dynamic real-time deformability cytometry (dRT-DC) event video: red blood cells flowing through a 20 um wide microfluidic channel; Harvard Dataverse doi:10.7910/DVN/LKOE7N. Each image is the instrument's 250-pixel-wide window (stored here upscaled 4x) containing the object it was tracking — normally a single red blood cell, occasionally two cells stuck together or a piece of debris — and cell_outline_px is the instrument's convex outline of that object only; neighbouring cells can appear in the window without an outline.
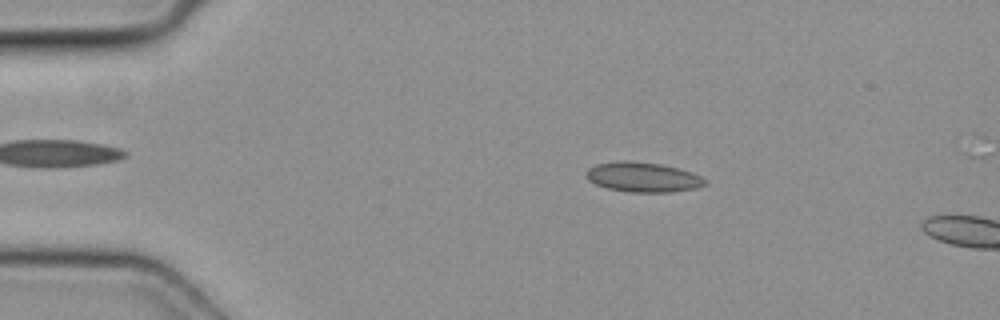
{"species": "common noctule bat (a hibernating species)", "species_latin": "Nyctalus noctula", "temperature_condition": "cold", "stored_images_in_passage": 5, "camera_frame_rate_fps": 3000, "um_per_image_px": 0.085, "animal": {"sex": "female", "body_mass_g": 19.3, "forearm_length_mm": 54.1}, "frame": {"image": 1, "passage_image": 3, "time_ms": 0.667, "image_size_px": [1000, 320], "cell_outline_px": [[708, 184], [696, 188], [668, 192], [632, 192], [608, 188], [596, 184], [588, 180], [588, 168], [596, 164], [620, 160], [628, 160], [660, 164], [692, 172], [708, 180]], "centroid_in_image_um": [54.68, 15.05], "position_along_channel_um": 30.3, "area_um2": 20.52}}